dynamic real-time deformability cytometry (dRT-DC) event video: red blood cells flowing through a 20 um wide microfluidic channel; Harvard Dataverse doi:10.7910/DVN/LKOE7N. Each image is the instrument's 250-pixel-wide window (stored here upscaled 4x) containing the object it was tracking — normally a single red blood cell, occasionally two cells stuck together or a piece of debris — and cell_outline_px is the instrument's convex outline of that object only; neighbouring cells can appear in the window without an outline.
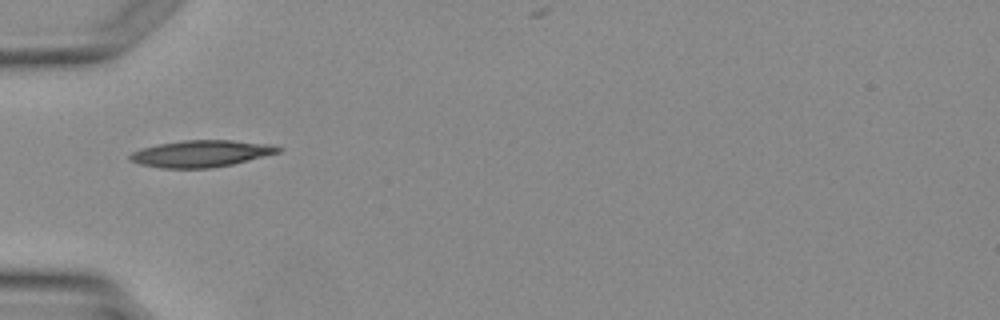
{"species": "Egyptian fruit bat (a non-hibernating species)", "species_latin": "Rousettus aegyptiacus", "temperature_condition": "warm", "stored_images_in_passage": 4, "camera_frame_rate_fps": 3000, "um_per_image_px": 0.085, "animal": {"sex": "female"}, "frame": {"image": 1, "passage_image": 4, "time_ms": 3.333, "image_size_px": [1000, 320], "cell_outline_px": [[284, 148], [280, 152], [232, 164], [212, 168], [160, 168], [140, 164], [128, 160], [128, 156], [132, 152], [140, 148], [160, 144], [184, 140], [228, 140], [272, 144]], "centroid_in_image_um": [17.08, 13.06], "position_along_channel_um": 67.9, "area_um2": 23.12}}